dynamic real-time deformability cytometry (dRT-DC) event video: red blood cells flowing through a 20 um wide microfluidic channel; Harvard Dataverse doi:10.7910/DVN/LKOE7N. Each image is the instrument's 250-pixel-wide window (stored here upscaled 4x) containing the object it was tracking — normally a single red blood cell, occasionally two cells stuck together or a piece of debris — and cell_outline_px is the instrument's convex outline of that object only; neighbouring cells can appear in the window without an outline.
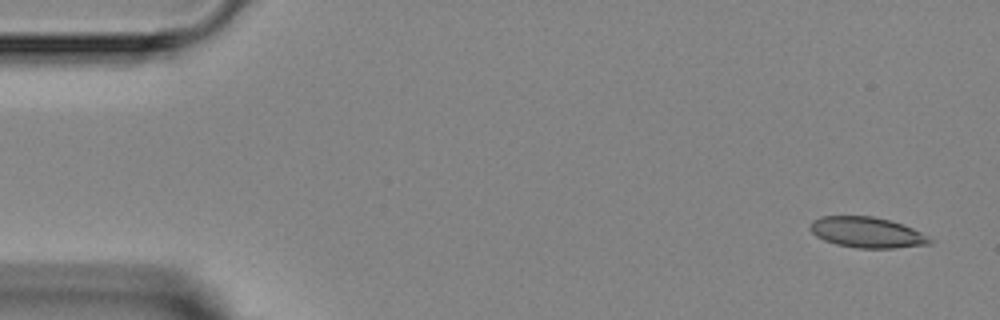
{"species": "Egyptian fruit bat (a non-hibernating species)", "species_latin": "Rousettus aegyptiacus", "temperature_condition": "room temperature", "stored_images_in_passage": 3, "segment_of_instrument_passage": [2, 2], "camera_frame_rate_fps": 3000, "um_per_image_px": 0.085, "animal": {"sex": "female"}, "frame": {"image": 1, "passage_image": 3, "time_ms": 2.333, "image_size_px": [1000, 320], "cell_outline_px": [[932, 244], [896, 248], [856, 248], [836, 244], [824, 240], [816, 236], [808, 228], [812, 220], [820, 216], [872, 216], [904, 224], [928, 236], [932, 240]], "centroid_in_image_um": [73.68, 19.75], "position_along_channel_um": 11.3, "area_um2": 21.5}}